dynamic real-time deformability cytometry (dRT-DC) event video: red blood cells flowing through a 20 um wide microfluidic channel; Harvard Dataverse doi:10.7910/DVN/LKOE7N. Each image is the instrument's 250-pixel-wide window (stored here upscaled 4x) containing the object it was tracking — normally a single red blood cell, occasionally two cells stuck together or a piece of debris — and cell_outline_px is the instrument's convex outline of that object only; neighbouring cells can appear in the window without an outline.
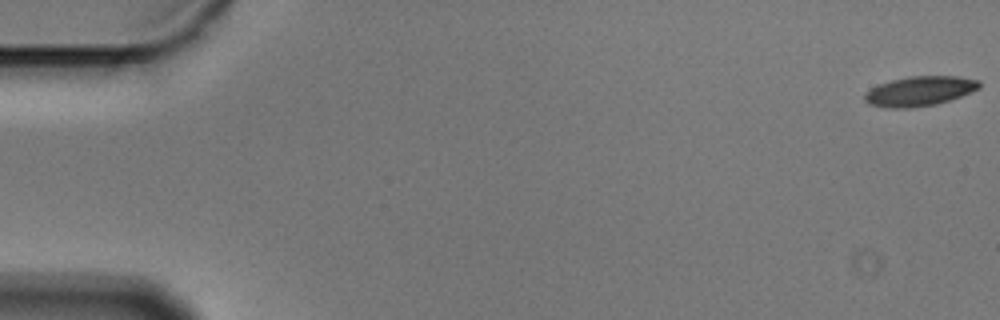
{"species": "Egyptian fruit bat (a non-hibernating species)", "species_latin": "Rousettus aegyptiacus", "temperature_condition": "cold", "stored_images_in_passage": 5, "camera_frame_rate_fps": 3000, "um_per_image_px": 0.085, "animal": {"sex": "male"}, "frame": {"image": 1, "passage_image": 1, "time_ms": 0.0, "image_size_px": [1000, 320], "cell_outline_px": [[980, 88], [972, 92], [936, 104], [912, 108], [888, 108], [868, 104], [864, 100], [864, 92], [880, 84], [892, 80], [908, 76], [960, 76], [980, 80]], "centroid_in_image_um": [78.17, 7.74], "position_along_channel_um": 6.8, "area_um2": 19.94}}
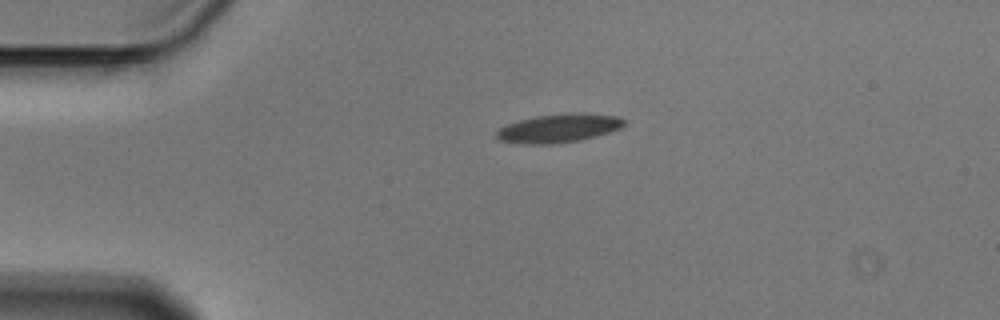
{"frame": {"image": 2, "passage_image": 4, "time_ms": 1.0, "image_size_px": [1000, 320], "cell_outline_px": [[624, 124], [620, 128], [596, 136], [580, 140], [552, 144], [524, 144], [500, 140], [496, 136], [496, 132], [504, 124], [536, 116], [572, 112], [616, 116], [624, 120]], "centroid_in_image_um": [47.45, 10.9], "position_along_channel_um": 37.5, "area_um2": 21.1}}